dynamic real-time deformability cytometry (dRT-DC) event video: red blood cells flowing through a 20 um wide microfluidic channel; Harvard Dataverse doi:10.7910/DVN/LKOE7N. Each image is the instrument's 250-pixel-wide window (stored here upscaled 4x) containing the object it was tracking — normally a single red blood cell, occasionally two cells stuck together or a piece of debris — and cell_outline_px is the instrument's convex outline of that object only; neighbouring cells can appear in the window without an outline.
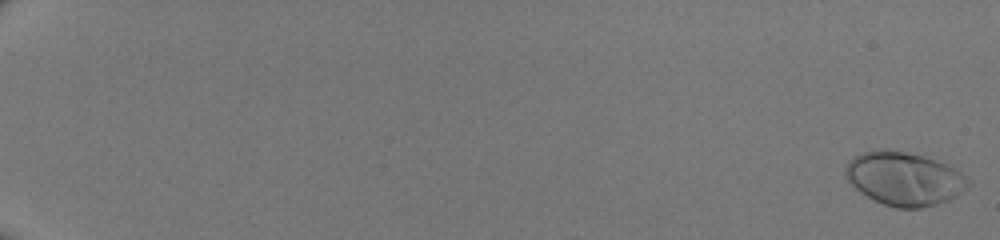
{"species": "human", "species_latin": "Homo sapiens", "temperature_condition": "room temperature", "stored_images_in_passage": 51, "camera_frame_rate_fps": 3000, "um_per_image_px": 0.085, "donor": {"sex": "male"}, "frame": {"image": 1, "passage_image": 1, "time_ms": 0.0, "image_size_px": [1000, 240], "cell_outline_px": [[972, 184], [968, 188], [956, 196], [948, 200], [936, 204], [920, 208], [896, 208], [884, 204], [860, 192], [844, 176], [844, 168], [848, 160], [852, 156], [864, 152], [880, 148], [888, 148], [908, 152], [924, 156], [936, 160], [960, 172], [972, 180]], "centroid_in_image_um": [76.85, 15.17], "position_along_channel_um": 8.1, "area_um2": 38.55}}
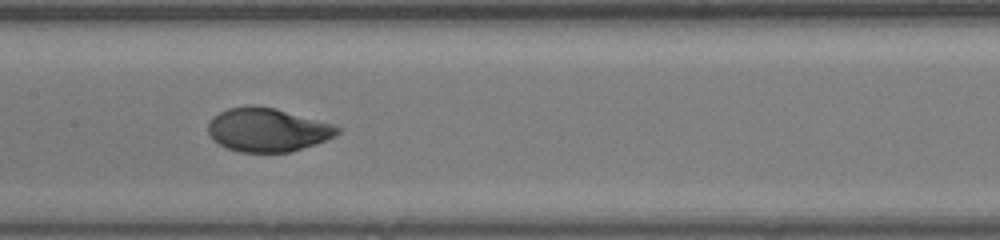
{"frame": {"image": 2, "passage_image": 30, "time_ms": 9.667, "image_size_px": [1000, 240], "cell_outline_px": [[340, 132], [336, 136], [316, 144], [288, 152], [240, 152], [228, 148], [212, 140], [208, 132], [208, 124], [212, 116], [228, 108], [248, 104], [256, 104], [276, 108], [332, 124], [340, 128]], "centroid_in_image_um": [22.71, 11.02], "position_along_channel_um": 184.7, "area_um2": 33.06}}
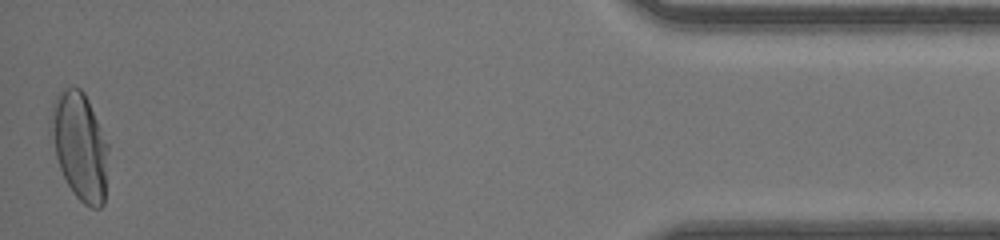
{"frame": {"image": 3, "passage_image": 51, "time_ms": 16.667, "image_size_px": [1000, 240], "cell_outline_px": [[108, 148], [104, 204], [100, 208], [92, 208], [84, 204], [72, 192], [60, 168], [48, 132], [48, 120], [52, 104], [56, 96], [64, 88], [80, 88], [84, 92], [88, 100], [108, 144]], "centroid_in_image_um": [6.74, 12.41], "position_along_channel_um": 428.5, "area_um2": 36.13}}